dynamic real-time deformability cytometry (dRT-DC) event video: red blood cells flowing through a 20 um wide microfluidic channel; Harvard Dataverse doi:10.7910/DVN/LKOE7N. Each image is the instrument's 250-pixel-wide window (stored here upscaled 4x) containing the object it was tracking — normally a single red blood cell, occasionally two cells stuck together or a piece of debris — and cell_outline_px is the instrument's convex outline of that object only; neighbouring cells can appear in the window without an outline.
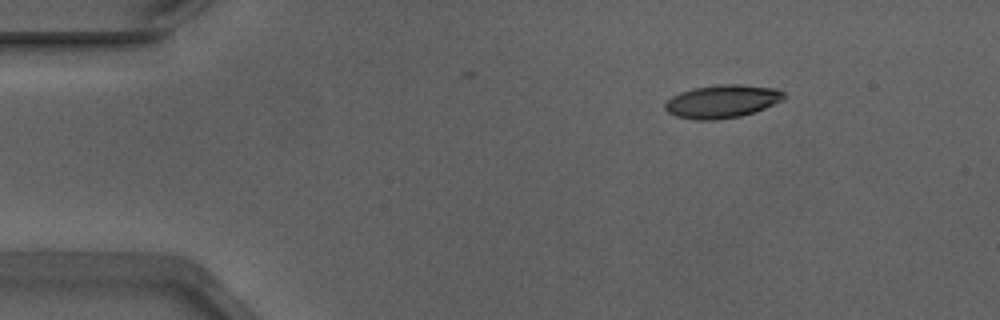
{"species": "Egyptian fruit bat (a non-hibernating species)", "species_latin": "Rousettus aegyptiacus", "temperature_condition": "warm", "stored_images_in_passage": 4, "camera_frame_rate_fps": 3000, "um_per_image_px": 0.085, "animal": {"sex": "male"}, "frame": {"image": 1, "passage_image": 1, "time_ms": 0.0, "image_size_px": [1000, 320], "cell_outline_px": [[784, 100], [764, 108], [740, 116], [716, 120], [696, 120], [676, 116], [668, 112], [664, 108], [664, 104], [672, 96], [680, 92], [692, 88], [716, 84], [740, 84], [776, 88], [784, 92]], "centroid_in_image_um": [61.37, 8.61], "position_along_channel_um": 23.6, "area_um2": 23.0}}